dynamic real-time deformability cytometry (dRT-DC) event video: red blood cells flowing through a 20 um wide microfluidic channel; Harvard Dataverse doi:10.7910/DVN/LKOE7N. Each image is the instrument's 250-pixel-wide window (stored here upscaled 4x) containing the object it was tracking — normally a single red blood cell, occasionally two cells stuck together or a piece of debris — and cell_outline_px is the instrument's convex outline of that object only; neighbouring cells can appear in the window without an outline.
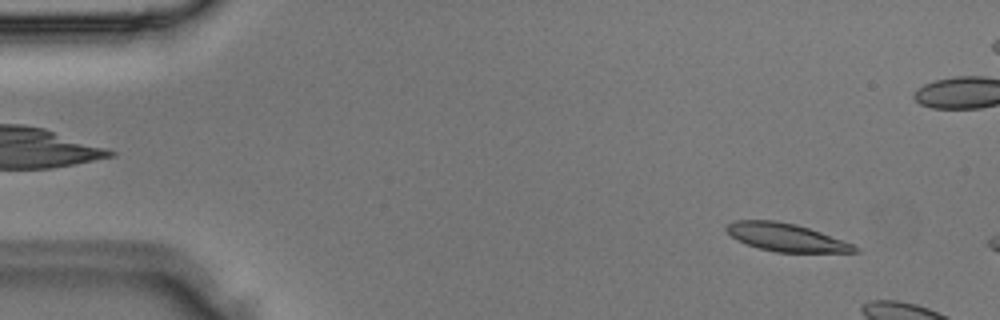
{"species": "Egyptian fruit bat (a non-hibernating species)", "species_latin": "Rousettus aegyptiacus", "temperature_condition": "room temperature", "stored_images_in_passage": 3, "camera_frame_rate_fps": 3000, "um_per_image_px": 0.085, "animal": {"sex": "male"}, "frame": {"image": 1, "passage_image": 1, "time_ms": 0.0, "image_size_px": [1000, 320], "cell_outline_px": [[860, 252], [776, 252], [760, 248], [748, 244], [732, 236], [724, 228], [732, 220], [772, 220], [796, 224], [820, 232], [852, 244], [860, 248]], "centroid_in_image_um": [66.82, 20.17], "position_along_channel_um": 18.2, "area_um2": 20.52}}